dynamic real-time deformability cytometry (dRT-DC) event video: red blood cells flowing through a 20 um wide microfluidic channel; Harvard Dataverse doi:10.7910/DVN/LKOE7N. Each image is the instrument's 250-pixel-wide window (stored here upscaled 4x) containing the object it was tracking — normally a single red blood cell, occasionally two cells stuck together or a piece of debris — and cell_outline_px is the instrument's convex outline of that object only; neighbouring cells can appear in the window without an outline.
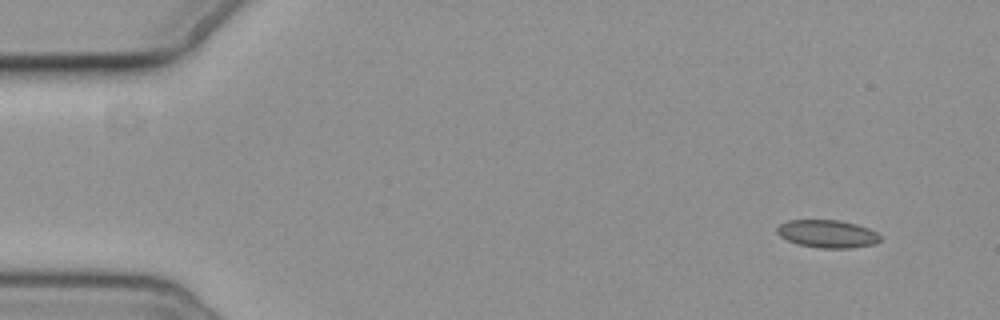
{"species": "common noctule bat (a hibernating species)", "species_latin": "Nyctalus noctula", "temperature_condition": "cold", "stored_images_in_passage": 5, "camera_frame_rate_fps": 3000, "um_per_image_px": 0.085, "animal": {"sex": "female", "body_mass_g": 19.3, "forearm_length_mm": 54.1}, "frame": {"image": 1, "passage_image": 1, "time_ms": 0.0, "image_size_px": [1000, 320], "cell_outline_px": [[880, 240], [876, 244], [848, 248], [820, 248], [800, 244], [788, 240], [780, 236], [776, 232], [776, 228], [780, 224], [788, 220], [836, 220], [856, 224], [868, 228], [876, 232], [880, 236]], "centroid_in_image_um": [70.33, 19.87], "position_along_channel_um": 14.7, "area_um2": 16.59}}
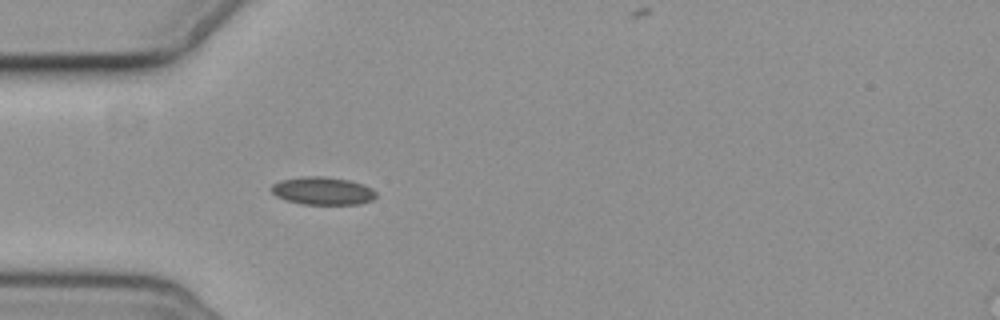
{"frame": {"image": 2, "passage_image": 4, "time_ms": 4.333, "image_size_px": [1000, 320], "cell_outline_px": [[376, 196], [372, 200], [360, 204], [300, 204], [284, 200], [276, 196], [268, 188], [272, 184], [280, 180], [304, 176], [324, 176], [348, 180], [364, 184], [372, 188], [376, 192]], "centroid_in_image_um": [27.39, 16.22], "position_along_channel_um": 57.6, "area_um2": 17.22}}